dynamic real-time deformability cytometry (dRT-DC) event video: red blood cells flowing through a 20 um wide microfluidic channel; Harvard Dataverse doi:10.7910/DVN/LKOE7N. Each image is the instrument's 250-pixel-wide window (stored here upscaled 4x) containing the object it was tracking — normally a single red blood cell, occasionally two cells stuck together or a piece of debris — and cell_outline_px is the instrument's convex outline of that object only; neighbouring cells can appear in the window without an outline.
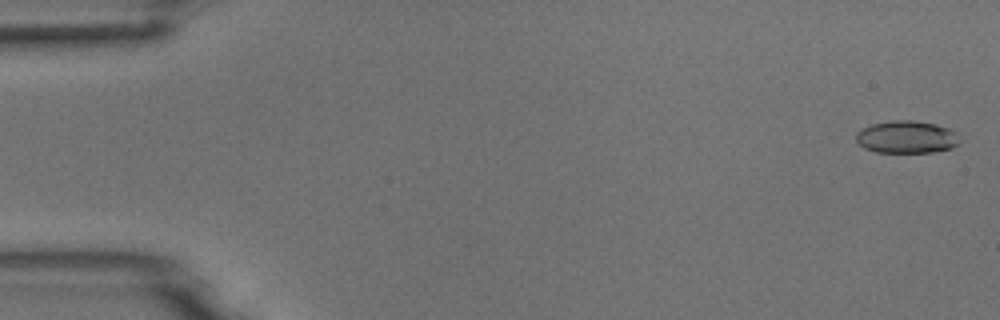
{"species": "common noctule bat (a hibernating species)", "species_latin": "Nyctalus noctula", "temperature_condition": "room temperature", "stored_images_in_passage": 54, "camera_frame_rate_fps": 3000, "um_per_image_px": 0.085, "animal": {"sex": "male", "body_mass_g": 18.8}, "frame": {"image": 1, "passage_image": 2, "time_ms": 0.333, "image_size_px": [1000, 320], "cell_outline_px": [[956, 144], [952, 148], [932, 152], [876, 152], [864, 148], [856, 140], [856, 132], [872, 124], [892, 120], [912, 120], [936, 124], [948, 128], [956, 132]], "centroid_in_image_um": [77.02, 11.64], "position_along_channel_um": 8.0, "area_um2": 19.36}}
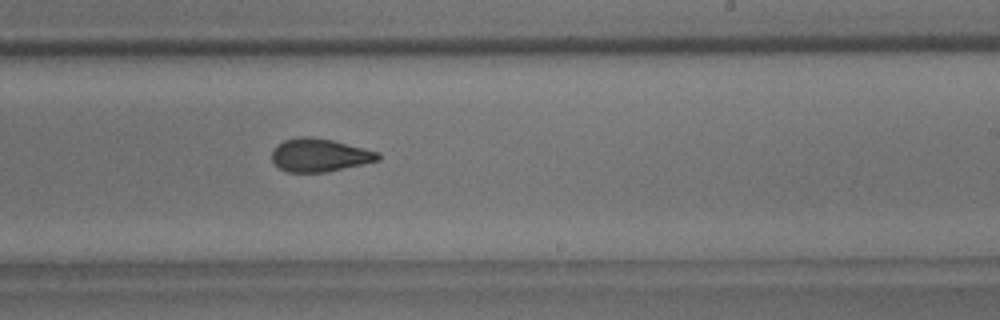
{"frame": {"image": 2, "passage_image": 33, "time_ms": 10.667, "image_size_px": [1000, 320], "cell_outline_px": [[380, 160], [324, 172], [284, 172], [272, 160], [272, 152], [276, 144], [284, 140], [300, 136], [308, 136], [332, 140], [380, 152]], "centroid_in_image_um": [27.14, 13.18], "position_along_channel_um": 261.9, "area_um2": 20.4}}
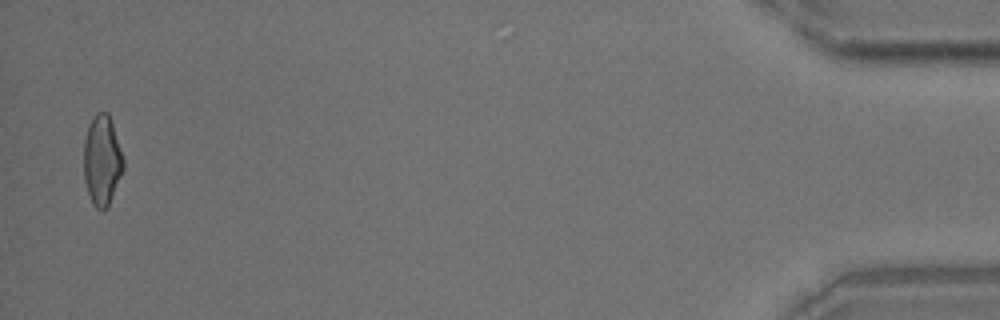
{"frame": {"image": 3, "passage_image": 53, "time_ms": 17.333, "image_size_px": [1000, 320], "cell_outline_px": [[124, 168], [108, 204], [104, 208], [96, 208], [92, 204], [84, 180], [84, 140], [88, 128], [96, 112], [108, 112], [124, 160]], "centroid_in_image_um": [8.66, 13.61], "position_along_channel_um": 426.5, "area_um2": 20.29}}